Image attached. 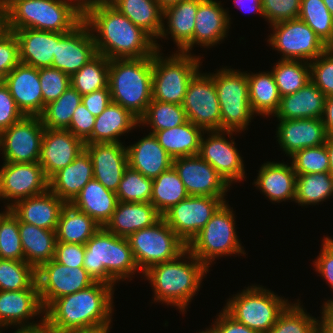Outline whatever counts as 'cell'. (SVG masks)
I'll list each match as a JSON object with an SVG mask.
<instances>
[{
	"label": "cell",
	"instance_id": "29",
	"mask_svg": "<svg viewBox=\"0 0 333 333\" xmlns=\"http://www.w3.org/2000/svg\"><path fill=\"white\" fill-rule=\"evenodd\" d=\"M161 218L162 215L150 202L118 201L104 228L119 237L128 238L132 233L154 225Z\"/></svg>",
	"mask_w": 333,
	"mask_h": 333
},
{
	"label": "cell",
	"instance_id": "48",
	"mask_svg": "<svg viewBox=\"0 0 333 333\" xmlns=\"http://www.w3.org/2000/svg\"><path fill=\"white\" fill-rule=\"evenodd\" d=\"M298 302L290 303L267 333H321V320L307 314Z\"/></svg>",
	"mask_w": 333,
	"mask_h": 333
},
{
	"label": "cell",
	"instance_id": "61",
	"mask_svg": "<svg viewBox=\"0 0 333 333\" xmlns=\"http://www.w3.org/2000/svg\"><path fill=\"white\" fill-rule=\"evenodd\" d=\"M85 245L56 242L54 260L69 267H83Z\"/></svg>",
	"mask_w": 333,
	"mask_h": 333
},
{
	"label": "cell",
	"instance_id": "44",
	"mask_svg": "<svg viewBox=\"0 0 333 333\" xmlns=\"http://www.w3.org/2000/svg\"><path fill=\"white\" fill-rule=\"evenodd\" d=\"M81 102L82 95L70 86L58 99L44 107L39 116L42 125L48 129L66 130L74 111Z\"/></svg>",
	"mask_w": 333,
	"mask_h": 333
},
{
	"label": "cell",
	"instance_id": "19",
	"mask_svg": "<svg viewBox=\"0 0 333 333\" xmlns=\"http://www.w3.org/2000/svg\"><path fill=\"white\" fill-rule=\"evenodd\" d=\"M97 54L92 32L82 21L68 33L57 32L52 67L72 76Z\"/></svg>",
	"mask_w": 333,
	"mask_h": 333
},
{
	"label": "cell",
	"instance_id": "75",
	"mask_svg": "<svg viewBox=\"0 0 333 333\" xmlns=\"http://www.w3.org/2000/svg\"><path fill=\"white\" fill-rule=\"evenodd\" d=\"M327 50L333 54V39L327 44Z\"/></svg>",
	"mask_w": 333,
	"mask_h": 333
},
{
	"label": "cell",
	"instance_id": "22",
	"mask_svg": "<svg viewBox=\"0 0 333 333\" xmlns=\"http://www.w3.org/2000/svg\"><path fill=\"white\" fill-rule=\"evenodd\" d=\"M93 162V177L106 189L116 193L128 167L127 149L119 143H85Z\"/></svg>",
	"mask_w": 333,
	"mask_h": 333
},
{
	"label": "cell",
	"instance_id": "42",
	"mask_svg": "<svg viewBox=\"0 0 333 333\" xmlns=\"http://www.w3.org/2000/svg\"><path fill=\"white\" fill-rule=\"evenodd\" d=\"M188 196L189 194L173 166L153 179L150 203L161 215Z\"/></svg>",
	"mask_w": 333,
	"mask_h": 333
},
{
	"label": "cell",
	"instance_id": "3",
	"mask_svg": "<svg viewBox=\"0 0 333 333\" xmlns=\"http://www.w3.org/2000/svg\"><path fill=\"white\" fill-rule=\"evenodd\" d=\"M184 258L187 260L184 261ZM208 271L209 269L186 249L175 259L155 264L143 274L154 289V301L176 306L184 313Z\"/></svg>",
	"mask_w": 333,
	"mask_h": 333
},
{
	"label": "cell",
	"instance_id": "64",
	"mask_svg": "<svg viewBox=\"0 0 333 333\" xmlns=\"http://www.w3.org/2000/svg\"><path fill=\"white\" fill-rule=\"evenodd\" d=\"M67 0L75 10L80 13L83 17L92 9L101 7L104 5H109L112 3V0ZM75 2V3H74Z\"/></svg>",
	"mask_w": 333,
	"mask_h": 333
},
{
	"label": "cell",
	"instance_id": "67",
	"mask_svg": "<svg viewBox=\"0 0 333 333\" xmlns=\"http://www.w3.org/2000/svg\"><path fill=\"white\" fill-rule=\"evenodd\" d=\"M233 1L235 5L240 9L242 10L244 9L245 11L247 10L249 13L253 11L257 12L264 18L263 9H262V0H233Z\"/></svg>",
	"mask_w": 333,
	"mask_h": 333
},
{
	"label": "cell",
	"instance_id": "30",
	"mask_svg": "<svg viewBox=\"0 0 333 333\" xmlns=\"http://www.w3.org/2000/svg\"><path fill=\"white\" fill-rule=\"evenodd\" d=\"M128 166L150 179L157 178L173 166V159L153 133L127 146Z\"/></svg>",
	"mask_w": 333,
	"mask_h": 333
},
{
	"label": "cell",
	"instance_id": "1",
	"mask_svg": "<svg viewBox=\"0 0 333 333\" xmlns=\"http://www.w3.org/2000/svg\"><path fill=\"white\" fill-rule=\"evenodd\" d=\"M83 21L92 32L97 53L110 60L144 58L157 51L155 41L111 4L90 10Z\"/></svg>",
	"mask_w": 333,
	"mask_h": 333
},
{
	"label": "cell",
	"instance_id": "78",
	"mask_svg": "<svg viewBox=\"0 0 333 333\" xmlns=\"http://www.w3.org/2000/svg\"><path fill=\"white\" fill-rule=\"evenodd\" d=\"M199 333H208V332L205 330V331H201V332H199Z\"/></svg>",
	"mask_w": 333,
	"mask_h": 333
},
{
	"label": "cell",
	"instance_id": "55",
	"mask_svg": "<svg viewBox=\"0 0 333 333\" xmlns=\"http://www.w3.org/2000/svg\"><path fill=\"white\" fill-rule=\"evenodd\" d=\"M310 79L325 94L333 95V54L327 49L310 63Z\"/></svg>",
	"mask_w": 333,
	"mask_h": 333
},
{
	"label": "cell",
	"instance_id": "45",
	"mask_svg": "<svg viewBox=\"0 0 333 333\" xmlns=\"http://www.w3.org/2000/svg\"><path fill=\"white\" fill-rule=\"evenodd\" d=\"M333 196V176L329 172L297 175L295 202L306 206Z\"/></svg>",
	"mask_w": 333,
	"mask_h": 333
},
{
	"label": "cell",
	"instance_id": "77",
	"mask_svg": "<svg viewBox=\"0 0 333 333\" xmlns=\"http://www.w3.org/2000/svg\"><path fill=\"white\" fill-rule=\"evenodd\" d=\"M329 308L333 311V304L329 306Z\"/></svg>",
	"mask_w": 333,
	"mask_h": 333
},
{
	"label": "cell",
	"instance_id": "17",
	"mask_svg": "<svg viewBox=\"0 0 333 333\" xmlns=\"http://www.w3.org/2000/svg\"><path fill=\"white\" fill-rule=\"evenodd\" d=\"M49 180L38 162H4L0 169V199L17 201L45 193ZM14 202V203H13Z\"/></svg>",
	"mask_w": 333,
	"mask_h": 333
},
{
	"label": "cell",
	"instance_id": "4",
	"mask_svg": "<svg viewBox=\"0 0 333 333\" xmlns=\"http://www.w3.org/2000/svg\"><path fill=\"white\" fill-rule=\"evenodd\" d=\"M83 267L95 282L111 286L120 279H131L140 271L128 238L110 233L104 227L86 242Z\"/></svg>",
	"mask_w": 333,
	"mask_h": 333
},
{
	"label": "cell",
	"instance_id": "74",
	"mask_svg": "<svg viewBox=\"0 0 333 333\" xmlns=\"http://www.w3.org/2000/svg\"><path fill=\"white\" fill-rule=\"evenodd\" d=\"M5 208H7L6 211L0 213V223L3 220V218L11 211V207L10 206L7 205Z\"/></svg>",
	"mask_w": 333,
	"mask_h": 333
},
{
	"label": "cell",
	"instance_id": "31",
	"mask_svg": "<svg viewBox=\"0 0 333 333\" xmlns=\"http://www.w3.org/2000/svg\"><path fill=\"white\" fill-rule=\"evenodd\" d=\"M93 162L86 149L76 159L49 179V190L65 204H70L93 179Z\"/></svg>",
	"mask_w": 333,
	"mask_h": 333
},
{
	"label": "cell",
	"instance_id": "73",
	"mask_svg": "<svg viewBox=\"0 0 333 333\" xmlns=\"http://www.w3.org/2000/svg\"><path fill=\"white\" fill-rule=\"evenodd\" d=\"M323 2L325 3L326 7L328 8L333 17V0H323Z\"/></svg>",
	"mask_w": 333,
	"mask_h": 333
},
{
	"label": "cell",
	"instance_id": "35",
	"mask_svg": "<svg viewBox=\"0 0 333 333\" xmlns=\"http://www.w3.org/2000/svg\"><path fill=\"white\" fill-rule=\"evenodd\" d=\"M136 126L140 127L139 119L120 104L111 101L96 117L92 134L84 143H119L120 136Z\"/></svg>",
	"mask_w": 333,
	"mask_h": 333
},
{
	"label": "cell",
	"instance_id": "18",
	"mask_svg": "<svg viewBox=\"0 0 333 333\" xmlns=\"http://www.w3.org/2000/svg\"><path fill=\"white\" fill-rule=\"evenodd\" d=\"M209 132V133H208ZM236 131L232 130H212L205 131L200 141L198 155L208 162L218 174L231 185L233 181H242L245 178L244 163L240 156L235 142L231 136ZM208 133L209 137L204 139V134ZM227 134L231 141L225 138Z\"/></svg>",
	"mask_w": 333,
	"mask_h": 333
},
{
	"label": "cell",
	"instance_id": "20",
	"mask_svg": "<svg viewBox=\"0 0 333 333\" xmlns=\"http://www.w3.org/2000/svg\"><path fill=\"white\" fill-rule=\"evenodd\" d=\"M173 167L189 196L224 198L228 187L230 188L218 172L199 155L174 158Z\"/></svg>",
	"mask_w": 333,
	"mask_h": 333
},
{
	"label": "cell",
	"instance_id": "72",
	"mask_svg": "<svg viewBox=\"0 0 333 333\" xmlns=\"http://www.w3.org/2000/svg\"><path fill=\"white\" fill-rule=\"evenodd\" d=\"M156 1L164 9L167 6H170L172 4L178 3L179 1H182V0H156Z\"/></svg>",
	"mask_w": 333,
	"mask_h": 333
},
{
	"label": "cell",
	"instance_id": "53",
	"mask_svg": "<svg viewBox=\"0 0 333 333\" xmlns=\"http://www.w3.org/2000/svg\"><path fill=\"white\" fill-rule=\"evenodd\" d=\"M296 175L329 172L327 147L322 144L297 151L291 156Z\"/></svg>",
	"mask_w": 333,
	"mask_h": 333
},
{
	"label": "cell",
	"instance_id": "43",
	"mask_svg": "<svg viewBox=\"0 0 333 333\" xmlns=\"http://www.w3.org/2000/svg\"><path fill=\"white\" fill-rule=\"evenodd\" d=\"M271 72L281 97L297 92L311 81L309 62L303 60L280 59Z\"/></svg>",
	"mask_w": 333,
	"mask_h": 333
},
{
	"label": "cell",
	"instance_id": "40",
	"mask_svg": "<svg viewBox=\"0 0 333 333\" xmlns=\"http://www.w3.org/2000/svg\"><path fill=\"white\" fill-rule=\"evenodd\" d=\"M101 227L86 213L71 204H65L58 219L57 241L85 245Z\"/></svg>",
	"mask_w": 333,
	"mask_h": 333
},
{
	"label": "cell",
	"instance_id": "5",
	"mask_svg": "<svg viewBox=\"0 0 333 333\" xmlns=\"http://www.w3.org/2000/svg\"><path fill=\"white\" fill-rule=\"evenodd\" d=\"M152 68V56L110 60L108 87L111 101L138 119L152 101Z\"/></svg>",
	"mask_w": 333,
	"mask_h": 333
},
{
	"label": "cell",
	"instance_id": "49",
	"mask_svg": "<svg viewBox=\"0 0 333 333\" xmlns=\"http://www.w3.org/2000/svg\"><path fill=\"white\" fill-rule=\"evenodd\" d=\"M38 289L36 269L25 261L0 259V291Z\"/></svg>",
	"mask_w": 333,
	"mask_h": 333
},
{
	"label": "cell",
	"instance_id": "68",
	"mask_svg": "<svg viewBox=\"0 0 333 333\" xmlns=\"http://www.w3.org/2000/svg\"><path fill=\"white\" fill-rule=\"evenodd\" d=\"M321 333H333V311L329 307L322 309Z\"/></svg>",
	"mask_w": 333,
	"mask_h": 333
},
{
	"label": "cell",
	"instance_id": "63",
	"mask_svg": "<svg viewBox=\"0 0 333 333\" xmlns=\"http://www.w3.org/2000/svg\"><path fill=\"white\" fill-rule=\"evenodd\" d=\"M111 102L109 87L82 95V103L95 117L99 116Z\"/></svg>",
	"mask_w": 333,
	"mask_h": 333
},
{
	"label": "cell",
	"instance_id": "15",
	"mask_svg": "<svg viewBox=\"0 0 333 333\" xmlns=\"http://www.w3.org/2000/svg\"><path fill=\"white\" fill-rule=\"evenodd\" d=\"M225 202L219 197L188 196L166 211L162 218L188 245Z\"/></svg>",
	"mask_w": 333,
	"mask_h": 333
},
{
	"label": "cell",
	"instance_id": "27",
	"mask_svg": "<svg viewBox=\"0 0 333 333\" xmlns=\"http://www.w3.org/2000/svg\"><path fill=\"white\" fill-rule=\"evenodd\" d=\"M200 1L182 0L163 9L162 19L167 20L166 25L168 26L165 28V21L163 20L159 38H168L166 36L171 34L178 47V51L176 52L190 54V50H192L195 16Z\"/></svg>",
	"mask_w": 333,
	"mask_h": 333
},
{
	"label": "cell",
	"instance_id": "51",
	"mask_svg": "<svg viewBox=\"0 0 333 333\" xmlns=\"http://www.w3.org/2000/svg\"><path fill=\"white\" fill-rule=\"evenodd\" d=\"M153 179L147 178L129 166L125 169L116 191L120 202H150Z\"/></svg>",
	"mask_w": 333,
	"mask_h": 333
},
{
	"label": "cell",
	"instance_id": "47",
	"mask_svg": "<svg viewBox=\"0 0 333 333\" xmlns=\"http://www.w3.org/2000/svg\"><path fill=\"white\" fill-rule=\"evenodd\" d=\"M187 116L182 105L152 100L145 114L139 119L140 125H150L152 132L165 130L186 123Z\"/></svg>",
	"mask_w": 333,
	"mask_h": 333
},
{
	"label": "cell",
	"instance_id": "71",
	"mask_svg": "<svg viewBox=\"0 0 333 333\" xmlns=\"http://www.w3.org/2000/svg\"><path fill=\"white\" fill-rule=\"evenodd\" d=\"M17 0H0V16Z\"/></svg>",
	"mask_w": 333,
	"mask_h": 333
},
{
	"label": "cell",
	"instance_id": "33",
	"mask_svg": "<svg viewBox=\"0 0 333 333\" xmlns=\"http://www.w3.org/2000/svg\"><path fill=\"white\" fill-rule=\"evenodd\" d=\"M325 94L312 82L297 92L282 96L274 116L278 120L322 118Z\"/></svg>",
	"mask_w": 333,
	"mask_h": 333
},
{
	"label": "cell",
	"instance_id": "23",
	"mask_svg": "<svg viewBox=\"0 0 333 333\" xmlns=\"http://www.w3.org/2000/svg\"><path fill=\"white\" fill-rule=\"evenodd\" d=\"M276 137L286 156L325 144L328 135L321 118L279 120Z\"/></svg>",
	"mask_w": 333,
	"mask_h": 333
},
{
	"label": "cell",
	"instance_id": "50",
	"mask_svg": "<svg viewBox=\"0 0 333 333\" xmlns=\"http://www.w3.org/2000/svg\"><path fill=\"white\" fill-rule=\"evenodd\" d=\"M298 18L327 45L333 39V17L323 0H302Z\"/></svg>",
	"mask_w": 333,
	"mask_h": 333
},
{
	"label": "cell",
	"instance_id": "34",
	"mask_svg": "<svg viewBox=\"0 0 333 333\" xmlns=\"http://www.w3.org/2000/svg\"><path fill=\"white\" fill-rule=\"evenodd\" d=\"M297 175L291 166L284 163H264L254 184L272 202L295 201Z\"/></svg>",
	"mask_w": 333,
	"mask_h": 333
},
{
	"label": "cell",
	"instance_id": "65",
	"mask_svg": "<svg viewBox=\"0 0 333 333\" xmlns=\"http://www.w3.org/2000/svg\"><path fill=\"white\" fill-rule=\"evenodd\" d=\"M19 327L14 333H58V331L49 323L45 316L42 317L40 323L24 326L22 325Z\"/></svg>",
	"mask_w": 333,
	"mask_h": 333
},
{
	"label": "cell",
	"instance_id": "9",
	"mask_svg": "<svg viewBox=\"0 0 333 333\" xmlns=\"http://www.w3.org/2000/svg\"><path fill=\"white\" fill-rule=\"evenodd\" d=\"M227 203V204H226ZM235 216L225 202L187 245V249L208 269L217 257L243 254L235 229Z\"/></svg>",
	"mask_w": 333,
	"mask_h": 333
},
{
	"label": "cell",
	"instance_id": "59",
	"mask_svg": "<svg viewBox=\"0 0 333 333\" xmlns=\"http://www.w3.org/2000/svg\"><path fill=\"white\" fill-rule=\"evenodd\" d=\"M95 120L96 117L81 102L74 111L66 130L85 142L92 134Z\"/></svg>",
	"mask_w": 333,
	"mask_h": 333
},
{
	"label": "cell",
	"instance_id": "37",
	"mask_svg": "<svg viewBox=\"0 0 333 333\" xmlns=\"http://www.w3.org/2000/svg\"><path fill=\"white\" fill-rule=\"evenodd\" d=\"M111 5L157 42L163 26V8L156 0H112Z\"/></svg>",
	"mask_w": 333,
	"mask_h": 333
},
{
	"label": "cell",
	"instance_id": "10",
	"mask_svg": "<svg viewBox=\"0 0 333 333\" xmlns=\"http://www.w3.org/2000/svg\"><path fill=\"white\" fill-rule=\"evenodd\" d=\"M210 75L220 104L221 130L242 132L254 115L250 107L247 73L222 68Z\"/></svg>",
	"mask_w": 333,
	"mask_h": 333
},
{
	"label": "cell",
	"instance_id": "16",
	"mask_svg": "<svg viewBox=\"0 0 333 333\" xmlns=\"http://www.w3.org/2000/svg\"><path fill=\"white\" fill-rule=\"evenodd\" d=\"M45 127L39 116H24L0 133L5 162H38Z\"/></svg>",
	"mask_w": 333,
	"mask_h": 333
},
{
	"label": "cell",
	"instance_id": "6",
	"mask_svg": "<svg viewBox=\"0 0 333 333\" xmlns=\"http://www.w3.org/2000/svg\"><path fill=\"white\" fill-rule=\"evenodd\" d=\"M83 21L67 0H17L1 16L0 23L10 31L32 28L68 33Z\"/></svg>",
	"mask_w": 333,
	"mask_h": 333
},
{
	"label": "cell",
	"instance_id": "52",
	"mask_svg": "<svg viewBox=\"0 0 333 333\" xmlns=\"http://www.w3.org/2000/svg\"><path fill=\"white\" fill-rule=\"evenodd\" d=\"M0 259L24 261L19 219L11 211L0 223Z\"/></svg>",
	"mask_w": 333,
	"mask_h": 333
},
{
	"label": "cell",
	"instance_id": "69",
	"mask_svg": "<svg viewBox=\"0 0 333 333\" xmlns=\"http://www.w3.org/2000/svg\"><path fill=\"white\" fill-rule=\"evenodd\" d=\"M110 327H89V328H78L69 329L58 333H109Z\"/></svg>",
	"mask_w": 333,
	"mask_h": 333
},
{
	"label": "cell",
	"instance_id": "56",
	"mask_svg": "<svg viewBox=\"0 0 333 333\" xmlns=\"http://www.w3.org/2000/svg\"><path fill=\"white\" fill-rule=\"evenodd\" d=\"M302 0H262L264 18L270 25L298 18Z\"/></svg>",
	"mask_w": 333,
	"mask_h": 333
},
{
	"label": "cell",
	"instance_id": "54",
	"mask_svg": "<svg viewBox=\"0 0 333 333\" xmlns=\"http://www.w3.org/2000/svg\"><path fill=\"white\" fill-rule=\"evenodd\" d=\"M43 96V110L46 105L58 99L71 86V76L53 67L39 69Z\"/></svg>",
	"mask_w": 333,
	"mask_h": 333
},
{
	"label": "cell",
	"instance_id": "25",
	"mask_svg": "<svg viewBox=\"0 0 333 333\" xmlns=\"http://www.w3.org/2000/svg\"><path fill=\"white\" fill-rule=\"evenodd\" d=\"M65 203L49 189L42 194L17 201L11 212L19 219L39 228L56 231Z\"/></svg>",
	"mask_w": 333,
	"mask_h": 333
},
{
	"label": "cell",
	"instance_id": "24",
	"mask_svg": "<svg viewBox=\"0 0 333 333\" xmlns=\"http://www.w3.org/2000/svg\"><path fill=\"white\" fill-rule=\"evenodd\" d=\"M5 85L24 116H40L43 112L39 69L19 63L5 76Z\"/></svg>",
	"mask_w": 333,
	"mask_h": 333
},
{
	"label": "cell",
	"instance_id": "13",
	"mask_svg": "<svg viewBox=\"0 0 333 333\" xmlns=\"http://www.w3.org/2000/svg\"><path fill=\"white\" fill-rule=\"evenodd\" d=\"M36 283L46 310L56 299L84 290L95 281L84 267L73 268L52 259L36 269Z\"/></svg>",
	"mask_w": 333,
	"mask_h": 333
},
{
	"label": "cell",
	"instance_id": "2",
	"mask_svg": "<svg viewBox=\"0 0 333 333\" xmlns=\"http://www.w3.org/2000/svg\"><path fill=\"white\" fill-rule=\"evenodd\" d=\"M114 287L95 282L90 287L56 299L45 318L58 331L89 327H110Z\"/></svg>",
	"mask_w": 333,
	"mask_h": 333
},
{
	"label": "cell",
	"instance_id": "60",
	"mask_svg": "<svg viewBox=\"0 0 333 333\" xmlns=\"http://www.w3.org/2000/svg\"><path fill=\"white\" fill-rule=\"evenodd\" d=\"M23 117L8 87L5 84L0 86V133Z\"/></svg>",
	"mask_w": 333,
	"mask_h": 333
},
{
	"label": "cell",
	"instance_id": "58",
	"mask_svg": "<svg viewBox=\"0 0 333 333\" xmlns=\"http://www.w3.org/2000/svg\"><path fill=\"white\" fill-rule=\"evenodd\" d=\"M322 249L319 256L314 261L315 269L322 278L326 280L330 288L333 290V239L326 237L322 240ZM333 304V299L324 302L323 308Z\"/></svg>",
	"mask_w": 333,
	"mask_h": 333
},
{
	"label": "cell",
	"instance_id": "38",
	"mask_svg": "<svg viewBox=\"0 0 333 333\" xmlns=\"http://www.w3.org/2000/svg\"><path fill=\"white\" fill-rule=\"evenodd\" d=\"M19 233L25 262L37 269L54 258L56 231L19 222Z\"/></svg>",
	"mask_w": 333,
	"mask_h": 333
},
{
	"label": "cell",
	"instance_id": "76",
	"mask_svg": "<svg viewBox=\"0 0 333 333\" xmlns=\"http://www.w3.org/2000/svg\"><path fill=\"white\" fill-rule=\"evenodd\" d=\"M3 84H5V75L0 72V86H2Z\"/></svg>",
	"mask_w": 333,
	"mask_h": 333
},
{
	"label": "cell",
	"instance_id": "66",
	"mask_svg": "<svg viewBox=\"0 0 333 333\" xmlns=\"http://www.w3.org/2000/svg\"><path fill=\"white\" fill-rule=\"evenodd\" d=\"M321 119L328 137L333 138V95L326 97Z\"/></svg>",
	"mask_w": 333,
	"mask_h": 333
},
{
	"label": "cell",
	"instance_id": "8",
	"mask_svg": "<svg viewBox=\"0 0 333 333\" xmlns=\"http://www.w3.org/2000/svg\"><path fill=\"white\" fill-rule=\"evenodd\" d=\"M191 54L178 52L164 58L157 50L152 55V100L183 104L188 84L201 65V58Z\"/></svg>",
	"mask_w": 333,
	"mask_h": 333
},
{
	"label": "cell",
	"instance_id": "32",
	"mask_svg": "<svg viewBox=\"0 0 333 333\" xmlns=\"http://www.w3.org/2000/svg\"><path fill=\"white\" fill-rule=\"evenodd\" d=\"M19 41L20 63L37 69L52 67L57 32L25 28L15 30Z\"/></svg>",
	"mask_w": 333,
	"mask_h": 333
},
{
	"label": "cell",
	"instance_id": "41",
	"mask_svg": "<svg viewBox=\"0 0 333 333\" xmlns=\"http://www.w3.org/2000/svg\"><path fill=\"white\" fill-rule=\"evenodd\" d=\"M250 107L254 114L274 115L281 96L272 72L247 73Z\"/></svg>",
	"mask_w": 333,
	"mask_h": 333
},
{
	"label": "cell",
	"instance_id": "28",
	"mask_svg": "<svg viewBox=\"0 0 333 333\" xmlns=\"http://www.w3.org/2000/svg\"><path fill=\"white\" fill-rule=\"evenodd\" d=\"M41 313L44 315L45 309L38 289L0 291V328L35 324L28 322V319L32 320V317Z\"/></svg>",
	"mask_w": 333,
	"mask_h": 333
},
{
	"label": "cell",
	"instance_id": "12",
	"mask_svg": "<svg viewBox=\"0 0 333 333\" xmlns=\"http://www.w3.org/2000/svg\"><path fill=\"white\" fill-rule=\"evenodd\" d=\"M270 26L273 34L269 35L267 42L273 49L283 54L281 59L311 62L327 49V45L300 18L278 22Z\"/></svg>",
	"mask_w": 333,
	"mask_h": 333
},
{
	"label": "cell",
	"instance_id": "70",
	"mask_svg": "<svg viewBox=\"0 0 333 333\" xmlns=\"http://www.w3.org/2000/svg\"><path fill=\"white\" fill-rule=\"evenodd\" d=\"M325 145L329 156V173L333 176V138L328 137Z\"/></svg>",
	"mask_w": 333,
	"mask_h": 333
},
{
	"label": "cell",
	"instance_id": "46",
	"mask_svg": "<svg viewBox=\"0 0 333 333\" xmlns=\"http://www.w3.org/2000/svg\"><path fill=\"white\" fill-rule=\"evenodd\" d=\"M110 59L97 54L71 76V86L81 95L108 87Z\"/></svg>",
	"mask_w": 333,
	"mask_h": 333
},
{
	"label": "cell",
	"instance_id": "36",
	"mask_svg": "<svg viewBox=\"0 0 333 333\" xmlns=\"http://www.w3.org/2000/svg\"><path fill=\"white\" fill-rule=\"evenodd\" d=\"M117 203L116 193L106 189L98 180L93 178L70 204L104 227L111 219Z\"/></svg>",
	"mask_w": 333,
	"mask_h": 333
},
{
	"label": "cell",
	"instance_id": "39",
	"mask_svg": "<svg viewBox=\"0 0 333 333\" xmlns=\"http://www.w3.org/2000/svg\"><path fill=\"white\" fill-rule=\"evenodd\" d=\"M204 132L202 128L187 121L173 128L155 131L153 134L164 150L172 158H177L198 155Z\"/></svg>",
	"mask_w": 333,
	"mask_h": 333
},
{
	"label": "cell",
	"instance_id": "21",
	"mask_svg": "<svg viewBox=\"0 0 333 333\" xmlns=\"http://www.w3.org/2000/svg\"><path fill=\"white\" fill-rule=\"evenodd\" d=\"M85 149V143L70 131L45 128L38 163L49 180L72 163Z\"/></svg>",
	"mask_w": 333,
	"mask_h": 333
},
{
	"label": "cell",
	"instance_id": "57",
	"mask_svg": "<svg viewBox=\"0 0 333 333\" xmlns=\"http://www.w3.org/2000/svg\"><path fill=\"white\" fill-rule=\"evenodd\" d=\"M20 63L19 41L0 23V72L5 76Z\"/></svg>",
	"mask_w": 333,
	"mask_h": 333
},
{
	"label": "cell",
	"instance_id": "7",
	"mask_svg": "<svg viewBox=\"0 0 333 333\" xmlns=\"http://www.w3.org/2000/svg\"><path fill=\"white\" fill-rule=\"evenodd\" d=\"M228 300L223 310L235 321L258 333L269 332L290 304L287 299L259 285L248 286Z\"/></svg>",
	"mask_w": 333,
	"mask_h": 333
},
{
	"label": "cell",
	"instance_id": "26",
	"mask_svg": "<svg viewBox=\"0 0 333 333\" xmlns=\"http://www.w3.org/2000/svg\"><path fill=\"white\" fill-rule=\"evenodd\" d=\"M221 2L201 0L195 16V28L192 38V48L198 44L202 47H212L221 42L228 34L230 17Z\"/></svg>",
	"mask_w": 333,
	"mask_h": 333
},
{
	"label": "cell",
	"instance_id": "14",
	"mask_svg": "<svg viewBox=\"0 0 333 333\" xmlns=\"http://www.w3.org/2000/svg\"><path fill=\"white\" fill-rule=\"evenodd\" d=\"M187 120L204 131L221 130L220 104L210 73L198 71L190 80L182 104Z\"/></svg>",
	"mask_w": 333,
	"mask_h": 333
},
{
	"label": "cell",
	"instance_id": "11",
	"mask_svg": "<svg viewBox=\"0 0 333 333\" xmlns=\"http://www.w3.org/2000/svg\"><path fill=\"white\" fill-rule=\"evenodd\" d=\"M128 240L142 274L155 264L175 259L187 249V244L163 218L132 233Z\"/></svg>",
	"mask_w": 333,
	"mask_h": 333
},
{
	"label": "cell",
	"instance_id": "62",
	"mask_svg": "<svg viewBox=\"0 0 333 333\" xmlns=\"http://www.w3.org/2000/svg\"><path fill=\"white\" fill-rule=\"evenodd\" d=\"M206 331L208 333H258L256 330L235 321L224 310L219 313L215 323Z\"/></svg>",
	"mask_w": 333,
	"mask_h": 333
}]
</instances>
